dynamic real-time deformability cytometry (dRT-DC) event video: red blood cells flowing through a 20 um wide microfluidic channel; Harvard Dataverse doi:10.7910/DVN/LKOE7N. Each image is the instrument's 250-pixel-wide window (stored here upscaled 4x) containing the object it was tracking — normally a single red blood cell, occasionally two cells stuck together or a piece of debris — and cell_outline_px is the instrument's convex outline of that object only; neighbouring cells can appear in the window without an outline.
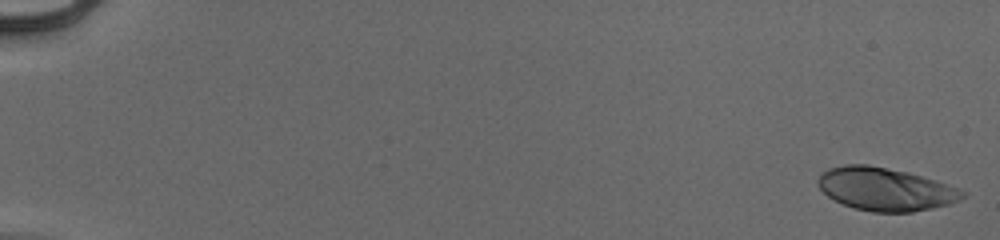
{"species": "human", "species_latin": "Homo sapiens", "temperature_condition": "cold", "stored_images_in_passage": 14, "camera_frame_rate_fps": 3000, "um_per_image_px": 0.085, "donor": {"sex": "male"}, "frame": {"image": 1, "passage_image": 1, "time_ms": 0.0, "image_size_px": [1000, 240], "cell_outline_px": [[968, 192], [960, 200], [948, 204], [932, 208], [912, 212], [872, 212], [856, 208], [844, 204], [828, 196], [816, 184], [816, 180], [828, 168], [848, 164], [868, 164], [904, 172], [920, 176]], "centroid_in_image_um": [75.22, 16.08], "position_along_channel_um": 9.8, "area_um2": 35.6}}